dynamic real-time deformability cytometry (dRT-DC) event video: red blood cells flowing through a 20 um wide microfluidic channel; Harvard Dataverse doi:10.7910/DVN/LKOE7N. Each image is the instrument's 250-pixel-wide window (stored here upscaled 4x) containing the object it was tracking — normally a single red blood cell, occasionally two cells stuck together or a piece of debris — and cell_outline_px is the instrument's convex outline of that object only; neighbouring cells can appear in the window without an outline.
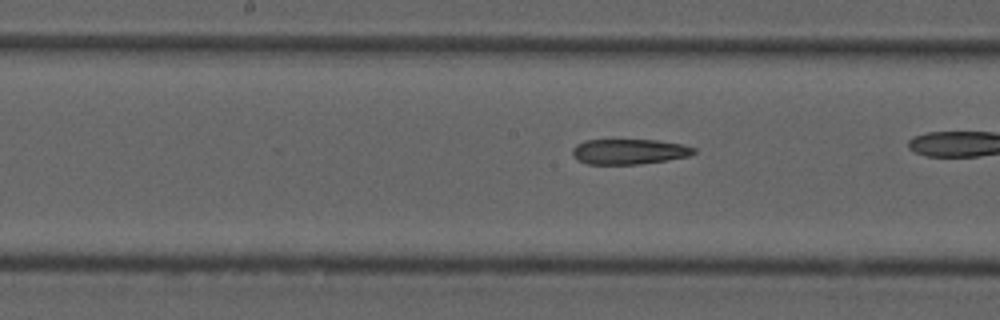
{"species": "common noctule bat (a hibernating species)", "species_latin": "Nyctalus noctula", "temperature_condition": "cold", "stored_images_in_passage": 33, "camera_frame_rate_fps": 3000, "um_per_image_px": 0.085, "animal": {"sex": "male", "forearm_length_mm": 52.5}, "frame": {"image": 1, "passage_image": 18, "time_ms": 5.667, "image_size_px": [1000, 320], "cell_outline_px": [[696, 152], [688, 156], [668, 160], [640, 164], [588, 164], [580, 160], [572, 152], [572, 148], [576, 144], [584, 140], [656, 140], [684, 144], [696, 148]], "centroid_in_image_um": [53.51, 12.88], "position_along_channel_um": 194.7, "area_um2": 17.86}, "authors_computed_cell_mechanics": {"area_um2": 19.0162, "velocity_mm_per_s": 3.765, "shape_relaxation_time_tau1_ms": null, "shape_relaxation_time_tau2_ms": 3.4178, "deformation_change_tau1": null, "deformation_change_tau2": 0.1313}}